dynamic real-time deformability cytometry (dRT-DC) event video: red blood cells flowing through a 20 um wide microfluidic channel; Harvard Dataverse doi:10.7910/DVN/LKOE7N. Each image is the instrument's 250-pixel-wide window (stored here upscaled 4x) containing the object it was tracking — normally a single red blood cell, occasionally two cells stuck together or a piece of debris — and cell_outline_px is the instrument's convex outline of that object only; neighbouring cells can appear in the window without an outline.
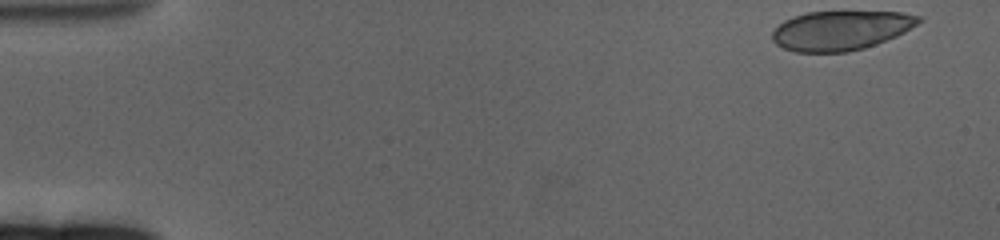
{"species": "human", "species_latin": "Homo sapiens", "temperature_condition": "cold", "stored_images_in_passage": 61, "camera_frame_rate_fps": 3000, "um_per_image_px": 0.085, "donor": {"sex": "female"}, "frame": {"image": 1, "passage_image": 1, "time_ms": 0.0, "image_size_px": [1000, 240], "cell_outline_px": [[924, 20], [904, 32], [896, 36], [864, 48], [848, 52], [796, 52], [784, 48], [776, 44], [772, 40], [772, 32], [784, 20], [792, 16], [808, 12], [900, 12], [924, 16]], "centroid_in_image_um": [71.48, 2.58], "position_along_channel_um": 13.5, "area_um2": 33.64}}
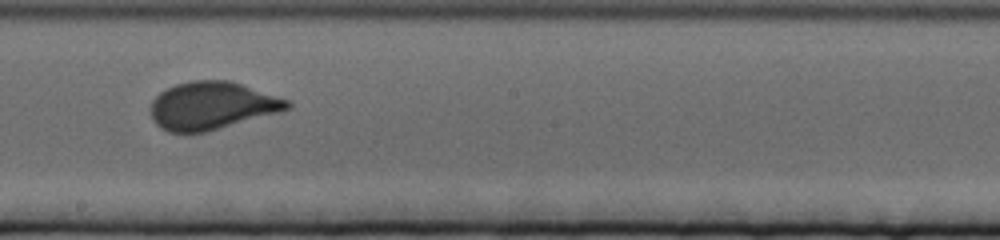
{"frame": {"image": 2, "passage_image": 34, "time_ms": 11.0, "image_size_px": [1000, 240], "cell_outline_px": [[292, 108], [280, 112], [208, 132], [168, 132], [160, 128], [152, 120], [152, 100], [160, 92], [176, 84], [192, 80], [228, 80], [288, 100], [292, 104]], "centroid_in_image_um": [18.01, 9.0], "position_along_channel_um": 230.2, "area_um2": 37.86}}
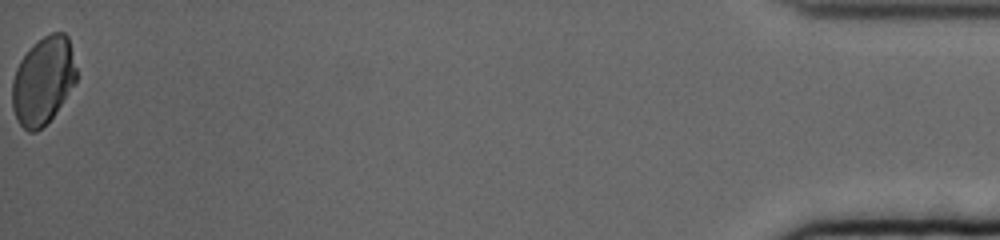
{"frame": {"image": 3, "passage_image": 61, "time_ms": 20.0, "image_size_px": [1000, 240], "cell_outline_px": [[76, 80], [56, 112], [36, 132], [28, 132], [20, 124], [12, 108], [12, 80], [16, 68], [20, 60], [32, 44], [44, 36], [52, 32], [64, 32], [68, 36], [76, 68]], "centroid_in_image_um": [3.65, 6.83], "position_along_channel_um": 431.6, "area_um2": 32.54}, "authors_computed_cell_mechanics": {"area_um2": 36.9342, "velocity_mm_per_s": 3.245, "shape_relaxation_time_tau1_ms": 4.9081, "shape_relaxation_time_tau2_ms": null, "deformation_change_tau1": 0.1241, "deformation_change_tau2": null}}